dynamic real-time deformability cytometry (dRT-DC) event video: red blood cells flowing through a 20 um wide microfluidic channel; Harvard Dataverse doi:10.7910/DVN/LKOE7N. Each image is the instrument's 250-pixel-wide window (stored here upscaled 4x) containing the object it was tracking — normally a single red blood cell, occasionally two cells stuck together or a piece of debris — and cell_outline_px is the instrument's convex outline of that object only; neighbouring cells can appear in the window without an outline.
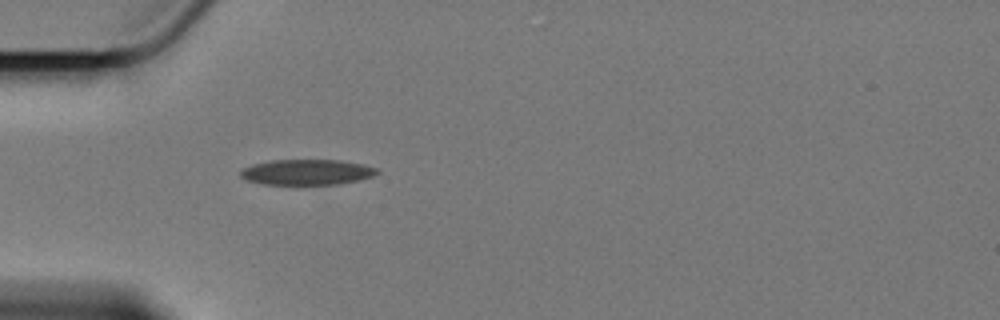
{"species": "Egyptian fruit bat (a non-hibernating species)", "species_latin": "Rousettus aegyptiacus", "temperature_condition": "cold", "stored_images_in_passage": 29, "camera_frame_rate_fps": 3000, "um_per_image_px": 0.085, "animal": {"sex": "female"}, "frame": {"image": 1, "passage_image": 1, "time_ms": 0.0, "image_size_px": [1000, 320], "cell_outline_px": [[380, 172], [372, 176], [340, 184], [264, 184], [248, 180], [240, 176], [240, 172], [244, 168], [252, 164], [272, 160], [336, 160], [364, 164], [376, 168]], "centroid_in_image_um": [26.08, 14.62], "position_along_channel_um": 58.9, "area_um2": 20.06}}
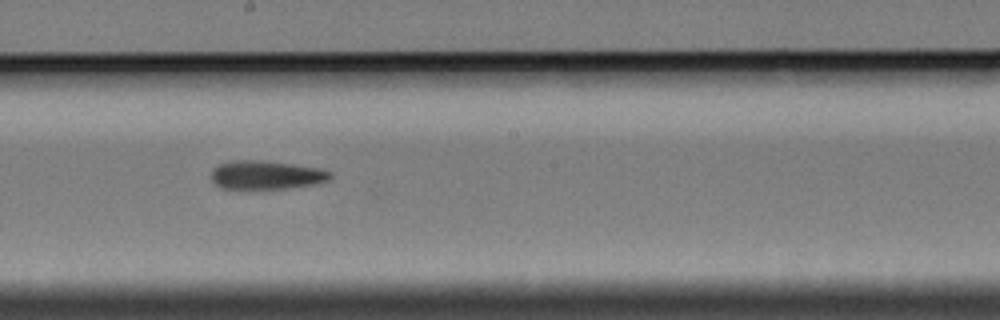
{"frame": {"image": 2, "passage_image": 16, "time_ms": 5.0, "image_size_px": [1000, 320], "cell_outline_px": [[332, 176], [328, 180], [316, 184], [288, 188], [248, 192], [220, 188], [212, 180], [212, 168], [220, 164], [232, 160], [260, 160], [324, 168], [332, 172]], "centroid_in_image_um": [22.61, 14.92], "position_along_channel_um": 225.6, "area_um2": 20.87}}
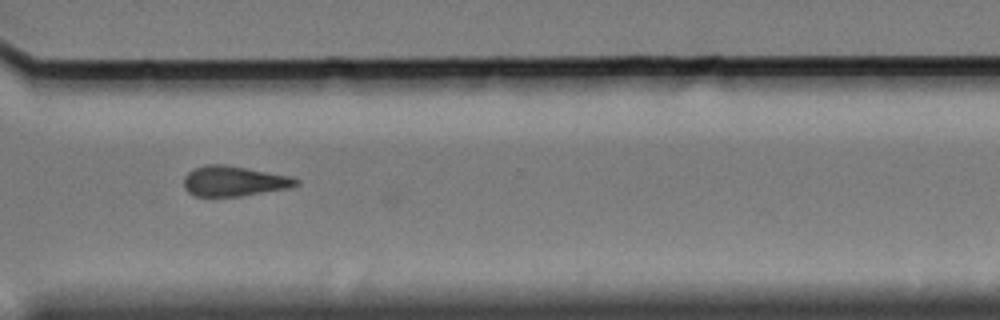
{"frame": {"image": 3, "passage_image": 27, "time_ms": 8.667, "image_size_px": [1000, 320], "cell_outline_px": [[300, 184], [288, 188], [240, 196], [196, 196], [188, 192], [184, 188], [184, 176], [192, 168], [208, 164], [224, 164], [288, 176], [300, 180]], "centroid_in_image_um": [19.84, 15.39], "position_along_channel_um": 350.8, "area_um2": 19.59}}